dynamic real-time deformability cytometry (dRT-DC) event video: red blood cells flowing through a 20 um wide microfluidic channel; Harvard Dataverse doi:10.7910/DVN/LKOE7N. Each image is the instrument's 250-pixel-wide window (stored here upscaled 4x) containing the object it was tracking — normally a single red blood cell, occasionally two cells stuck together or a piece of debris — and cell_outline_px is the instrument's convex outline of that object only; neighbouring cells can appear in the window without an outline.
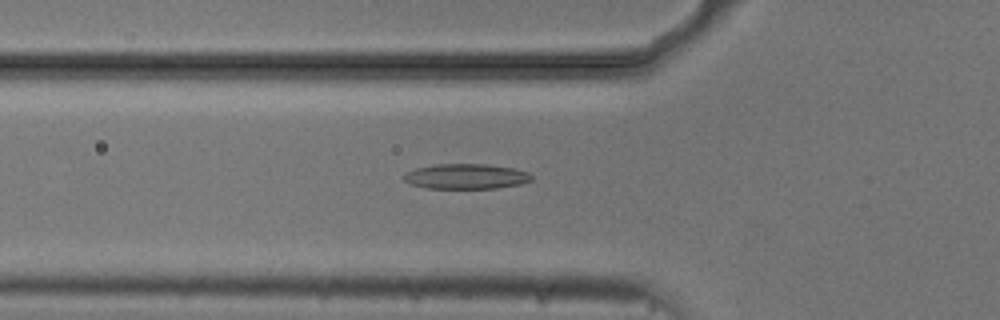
{"species": "common noctule bat (a hibernating species)", "species_latin": "Nyctalus noctula", "temperature_condition": "cold", "stored_images_in_passage": 54, "camera_frame_rate_fps": 3000, "um_per_image_px": 0.085, "animal": {"sex": "male", "body_mass_g": 20.5, "forearm_length_mm": 52.5}, "frame": {"image": 1, "passage_image": 19, "time_ms": 6.0, "image_size_px": [1000, 320], "cell_outline_px": [[532, 180], [520, 184], [496, 188], [424, 188], [412, 184], [404, 180], [404, 176], [408, 172], [416, 168], [436, 164], [488, 164], [512, 168], [528, 172], [532, 176]], "centroid_in_image_um": [39.63, 14.99], "position_along_channel_um": 86.2, "area_um2": 18.55}}
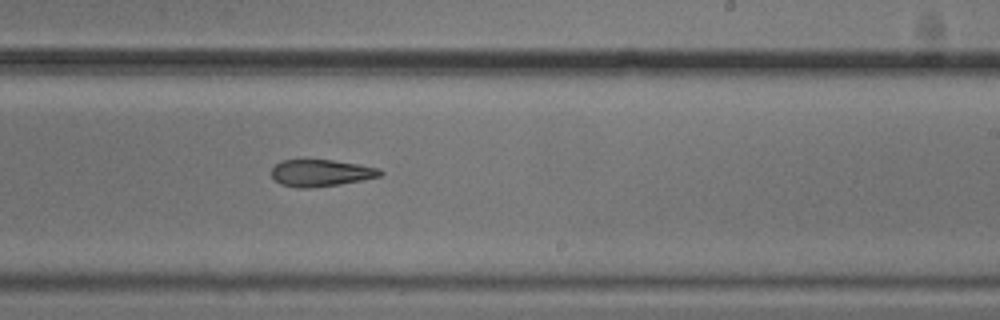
{"frame": {"image": 2, "passage_image": 33, "time_ms": 10.667, "image_size_px": [1000, 320], "cell_outline_px": [[384, 172], [380, 176], [340, 184], [308, 188], [296, 188], [280, 184], [272, 176], [272, 168], [280, 160], [332, 160], [380, 168]], "centroid_in_image_um": [27.26, 14.7], "position_along_channel_um": 261.7, "area_um2": 16.88}}
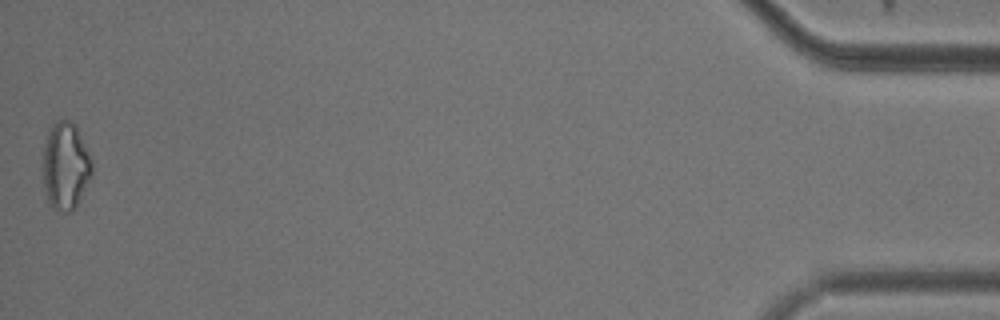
{"frame": {"image": 3, "passage_image": 54, "time_ms": 17.667, "image_size_px": [1000, 320], "cell_outline_px": [[92, 176], [76, 204], [68, 212], [64, 212], [52, 208], [48, 200], [44, 188], [44, 144], [48, 128], [52, 120], [72, 120], [76, 124], [92, 160]], "centroid_in_image_um": [5.57, 14.03], "position_along_channel_um": 429.6, "area_um2": 25.03}, "authors_computed_cell_mechanics": {"area_um2": 19.0451, "velocity_mm_per_s": 3.7515, "shape_relaxation_time_tau1_ms": 7.075, "shape_relaxation_time_tau2_ms": 2.4635, "deformation_change_tau1": 0.1478, "deformation_change_tau2": 0.1076}}